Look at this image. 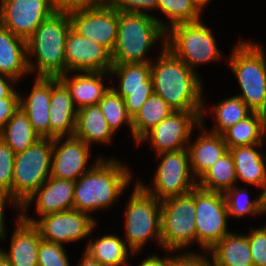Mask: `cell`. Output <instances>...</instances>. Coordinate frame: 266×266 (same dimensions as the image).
Masks as SVG:
<instances>
[{
  "instance_id": "obj_35",
  "label": "cell",
  "mask_w": 266,
  "mask_h": 266,
  "mask_svg": "<svg viewBox=\"0 0 266 266\" xmlns=\"http://www.w3.org/2000/svg\"><path fill=\"white\" fill-rule=\"evenodd\" d=\"M229 218L240 220L242 218L263 216L260 194L258 198H249L248 188L236 184L224 193ZM251 199V200H250Z\"/></svg>"
},
{
  "instance_id": "obj_6",
  "label": "cell",
  "mask_w": 266,
  "mask_h": 266,
  "mask_svg": "<svg viewBox=\"0 0 266 266\" xmlns=\"http://www.w3.org/2000/svg\"><path fill=\"white\" fill-rule=\"evenodd\" d=\"M124 208V240L138 255L145 245L155 241L161 244V201L147 193L137 182Z\"/></svg>"
},
{
  "instance_id": "obj_43",
  "label": "cell",
  "mask_w": 266,
  "mask_h": 266,
  "mask_svg": "<svg viewBox=\"0 0 266 266\" xmlns=\"http://www.w3.org/2000/svg\"><path fill=\"white\" fill-rule=\"evenodd\" d=\"M18 108L19 91L17 89L9 97L0 99V133Z\"/></svg>"
},
{
  "instance_id": "obj_5",
  "label": "cell",
  "mask_w": 266,
  "mask_h": 266,
  "mask_svg": "<svg viewBox=\"0 0 266 266\" xmlns=\"http://www.w3.org/2000/svg\"><path fill=\"white\" fill-rule=\"evenodd\" d=\"M263 44L239 39L227 57V67L237 79L240 97L252 112L266 115V53Z\"/></svg>"
},
{
  "instance_id": "obj_27",
  "label": "cell",
  "mask_w": 266,
  "mask_h": 266,
  "mask_svg": "<svg viewBox=\"0 0 266 266\" xmlns=\"http://www.w3.org/2000/svg\"><path fill=\"white\" fill-rule=\"evenodd\" d=\"M116 135L109 127L99 104L78 109L74 136L87 145H111Z\"/></svg>"
},
{
  "instance_id": "obj_14",
  "label": "cell",
  "mask_w": 266,
  "mask_h": 266,
  "mask_svg": "<svg viewBox=\"0 0 266 266\" xmlns=\"http://www.w3.org/2000/svg\"><path fill=\"white\" fill-rule=\"evenodd\" d=\"M91 148L75 136L52 139L50 176L62 180H78L105 157L104 155L98 156L91 165Z\"/></svg>"
},
{
  "instance_id": "obj_19",
  "label": "cell",
  "mask_w": 266,
  "mask_h": 266,
  "mask_svg": "<svg viewBox=\"0 0 266 266\" xmlns=\"http://www.w3.org/2000/svg\"><path fill=\"white\" fill-rule=\"evenodd\" d=\"M75 181L49 177L18 209L29 212L35 206L37 216L43 217L73 209ZM34 204V205H33ZM33 205V206H32Z\"/></svg>"
},
{
  "instance_id": "obj_46",
  "label": "cell",
  "mask_w": 266,
  "mask_h": 266,
  "mask_svg": "<svg viewBox=\"0 0 266 266\" xmlns=\"http://www.w3.org/2000/svg\"><path fill=\"white\" fill-rule=\"evenodd\" d=\"M169 253V254H168ZM160 253L152 252L150 255L148 254L146 258H144L138 266H170L171 265V252H165L164 255H158ZM164 256V257H163ZM128 266H133L129 263Z\"/></svg>"
},
{
  "instance_id": "obj_1",
  "label": "cell",
  "mask_w": 266,
  "mask_h": 266,
  "mask_svg": "<svg viewBox=\"0 0 266 266\" xmlns=\"http://www.w3.org/2000/svg\"><path fill=\"white\" fill-rule=\"evenodd\" d=\"M150 62L155 95L174 111L202 112L206 102L202 76L191 70L166 47L156 50Z\"/></svg>"
},
{
  "instance_id": "obj_51",
  "label": "cell",
  "mask_w": 266,
  "mask_h": 266,
  "mask_svg": "<svg viewBox=\"0 0 266 266\" xmlns=\"http://www.w3.org/2000/svg\"><path fill=\"white\" fill-rule=\"evenodd\" d=\"M0 266H13L0 251Z\"/></svg>"
},
{
  "instance_id": "obj_33",
  "label": "cell",
  "mask_w": 266,
  "mask_h": 266,
  "mask_svg": "<svg viewBox=\"0 0 266 266\" xmlns=\"http://www.w3.org/2000/svg\"><path fill=\"white\" fill-rule=\"evenodd\" d=\"M173 111L163 98L153 93L132 118L135 145L150 129L166 119Z\"/></svg>"
},
{
  "instance_id": "obj_37",
  "label": "cell",
  "mask_w": 266,
  "mask_h": 266,
  "mask_svg": "<svg viewBox=\"0 0 266 266\" xmlns=\"http://www.w3.org/2000/svg\"><path fill=\"white\" fill-rule=\"evenodd\" d=\"M111 130L117 134L120 127L127 125L131 138H133L132 118L128 115L124 99L112 88L98 103Z\"/></svg>"
},
{
  "instance_id": "obj_40",
  "label": "cell",
  "mask_w": 266,
  "mask_h": 266,
  "mask_svg": "<svg viewBox=\"0 0 266 266\" xmlns=\"http://www.w3.org/2000/svg\"><path fill=\"white\" fill-rule=\"evenodd\" d=\"M248 240L253 266H266V223L262 227H249Z\"/></svg>"
},
{
  "instance_id": "obj_42",
  "label": "cell",
  "mask_w": 266,
  "mask_h": 266,
  "mask_svg": "<svg viewBox=\"0 0 266 266\" xmlns=\"http://www.w3.org/2000/svg\"><path fill=\"white\" fill-rule=\"evenodd\" d=\"M101 3L117 11L145 13L149 15H152L151 12L153 11L156 12L158 7V0H102Z\"/></svg>"
},
{
  "instance_id": "obj_15",
  "label": "cell",
  "mask_w": 266,
  "mask_h": 266,
  "mask_svg": "<svg viewBox=\"0 0 266 266\" xmlns=\"http://www.w3.org/2000/svg\"><path fill=\"white\" fill-rule=\"evenodd\" d=\"M109 73L118 82L111 88L124 99L127 113L133 118L154 93L150 63L113 64Z\"/></svg>"
},
{
  "instance_id": "obj_34",
  "label": "cell",
  "mask_w": 266,
  "mask_h": 266,
  "mask_svg": "<svg viewBox=\"0 0 266 266\" xmlns=\"http://www.w3.org/2000/svg\"><path fill=\"white\" fill-rule=\"evenodd\" d=\"M237 184L234 160L230 151L219 158L197 180V186L207 191L224 193Z\"/></svg>"
},
{
  "instance_id": "obj_16",
  "label": "cell",
  "mask_w": 266,
  "mask_h": 266,
  "mask_svg": "<svg viewBox=\"0 0 266 266\" xmlns=\"http://www.w3.org/2000/svg\"><path fill=\"white\" fill-rule=\"evenodd\" d=\"M71 27L79 35L96 41L104 46L110 53L114 50L118 39V11L97 5L69 12Z\"/></svg>"
},
{
  "instance_id": "obj_36",
  "label": "cell",
  "mask_w": 266,
  "mask_h": 266,
  "mask_svg": "<svg viewBox=\"0 0 266 266\" xmlns=\"http://www.w3.org/2000/svg\"><path fill=\"white\" fill-rule=\"evenodd\" d=\"M157 10L166 17V21L159 17L158 22L167 31L170 27L180 23H193L202 20V15L190 0H158ZM163 19V20H162Z\"/></svg>"
},
{
  "instance_id": "obj_7",
  "label": "cell",
  "mask_w": 266,
  "mask_h": 266,
  "mask_svg": "<svg viewBox=\"0 0 266 266\" xmlns=\"http://www.w3.org/2000/svg\"><path fill=\"white\" fill-rule=\"evenodd\" d=\"M203 20L176 24L166 31L165 47L197 74L196 69L201 65L227 60L216 43L212 28Z\"/></svg>"
},
{
  "instance_id": "obj_39",
  "label": "cell",
  "mask_w": 266,
  "mask_h": 266,
  "mask_svg": "<svg viewBox=\"0 0 266 266\" xmlns=\"http://www.w3.org/2000/svg\"><path fill=\"white\" fill-rule=\"evenodd\" d=\"M14 151L0 137V188L12 201V180L15 160Z\"/></svg>"
},
{
  "instance_id": "obj_20",
  "label": "cell",
  "mask_w": 266,
  "mask_h": 266,
  "mask_svg": "<svg viewBox=\"0 0 266 266\" xmlns=\"http://www.w3.org/2000/svg\"><path fill=\"white\" fill-rule=\"evenodd\" d=\"M33 80L31 91L25 93L27 96L19 92V107L40 138H50L51 77H34Z\"/></svg>"
},
{
  "instance_id": "obj_22",
  "label": "cell",
  "mask_w": 266,
  "mask_h": 266,
  "mask_svg": "<svg viewBox=\"0 0 266 266\" xmlns=\"http://www.w3.org/2000/svg\"><path fill=\"white\" fill-rule=\"evenodd\" d=\"M78 109L67 86L57 77H51L49 105L50 138L74 136Z\"/></svg>"
},
{
  "instance_id": "obj_26",
  "label": "cell",
  "mask_w": 266,
  "mask_h": 266,
  "mask_svg": "<svg viewBox=\"0 0 266 266\" xmlns=\"http://www.w3.org/2000/svg\"><path fill=\"white\" fill-rule=\"evenodd\" d=\"M0 74L21 82L30 76L27 65L26 40L0 24ZM21 79V80H20Z\"/></svg>"
},
{
  "instance_id": "obj_11",
  "label": "cell",
  "mask_w": 266,
  "mask_h": 266,
  "mask_svg": "<svg viewBox=\"0 0 266 266\" xmlns=\"http://www.w3.org/2000/svg\"><path fill=\"white\" fill-rule=\"evenodd\" d=\"M18 215L39 230L42 240L63 246L91 237L99 224L88 213L76 209L56 212L38 219L28 212H18Z\"/></svg>"
},
{
  "instance_id": "obj_44",
  "label": "cell",
  "mask_w": 266,
  "mask_h": 266,
  "mask_svg": "<svg viewBox=\"0 0 266 266\" xmlns=\"http://www.w3.org/2000/svg\"><path fill=\"white\" fill-rule=\"evenodd\" d=\"M99 3L98 0H51L54 12L69 13L93 7Z\"/></svg>"
},
{
  "instance_id": "obj_48",
  "label": "cell",
  "mask_w": 266,
  "mask_h": 266,
  "mask_svg": "<svg viewBox=\"0 0 266 266\" xmlns=\"http://www.w3.org/2000/svg\"><path fill=\"white\" fill-rule=\"evenodd\" d=\"M81 255L77 266H103L100 262L91 258L86 252H83Z\"/></svg>"
},
{
  "instance_id": "obj_49",
  "label": "cell",
  "mask_w": 266,
  "mask_h": 266,
  "mask_svg": "<svg viewBox=\"0 0 266 266\" xmlns=\"http://www.w3.org/2000/svg\"><path fill=\"white\" fill-rule=\"evenodd\" d=\"M194 7L202 14L212 0H190Z\"/></svg>"
},
{
  "instance_id": "obj_24",
  "label": "cell",
  "mask_w": 266,
  "mask_h": 266,
  "mask_svg": "<svg viewBox=\"0 0 266 266\" xmlns=\"http://www.w3.org/2000/svg\"><path fill=\"white\" fill-rule=\"evenodd\" d=\"M197 129L198 136L193 141L192 132L187 149L192 173L198 180L229 149L222 135L207 130L201 123Z\"/></svg>"
},
{
  "instance_id": "obj_3",
  "label": "cell",
  "mask_w": 266,
  "mask_h": 266,
  "mask_svg": "<svg viewBox=\"0 0 266 266\" xmlns=\"http://www.w3.org/2000/svg\"><path fill=\"white\" fill-rule=\"evenodd\" d=\"M68 13L54 12L26 41L27 65L34 77H57L66 73L65 43L71 29Z\"/></svg>"
},
{
  "instance_id": "obj_9",
  "label": "cell",
  "mask_w": 266,
  "mask_h": 266,
  "mask_svg": "<svg viewBox=\"0 0 266 266\" xmlns=\"http://www.w3.org/2000/svg\"><path fill=\"white\" fill-rule=\"evenodd\" d=\"M51 156V138H41L24 151L16 153L12 202L18 209L50 177Z\"/></svg>"
},
{
  "instance_id": "obj_41",
  "label": "cell",
  "mask_w": 266,
  "mask_h": 266,
  "mask_svg": "<svg viewBox=\"0 0 266 266\" xmlns=\"http://www.w3.org/2000/svg\"><path fill=\"white\" fill-rule=\"evenodd\" d=\"M171 252L170 266H216L209 251H192ZM176 254V255H175Z\"/></svg>"
},
{
  "instance_id": "obj_23",
  "label": "cell",
  "mask_w": 266,
  "mask_h": 266,
  "mask_svg": "<svg viewBox=\"0 0 266 266\" xmlns=\"http://www.w3.org/2000/svg\"><path fill=\"white\" fill-rule=\"evenodd\" d=\"M76 73V74H75ZM111 79L109 72H67L59 79L70 91L72 101L77 109L97 105L111 88L105 78Z\"/></svg>"
},
{
  "instance_id": "obj_17",
  "label": "cell",
  "mask_w": 266,
  "mask_h": 266,
  "mask_svg": "<svg viewBox=\"0 0 266 266\" xmlns=\"http://www.w3.org/2000/svg\"><path fill=\"white\" fill-rule=\"evenodd\" d=\"M53 13L51 0H0V24L26 41Z\"/></svg>"
},
{
  "instance_id": "obj_38",
  "label": "cell",
  "mask_w": 266,
  "mask_h": 266,
  "mask_svg": "<svg viewBox=\"0 0 266 266\" xmlns=\"http://www.w3.org/2000/svg\"><path fill=\"white\" fill-rule=\"evenodd\" d=\"M66 252L63 245L42 240L38 250V266H71Z\"/></svg>"
},
{
  "instance_id": "obj_50",
  "label": "cell",
  "mask_w": 266,
  "mask_h": 266,
  "mask_svg": "<svg viewBox=\"0 0 266 266\" xmlns=\"http://www.w3.org/2000/svg\"><path fill=\"white\" fill-rule=\"evenodd\" d=\"M261 193H260V199H261V208L263 211V214L265 216L266 214V180L262 186V188L260 189Z\"/></svg>"
},
{
  "instance_id": "obj_21",
  "label": "cell",
  "mask_w": 266,
  "mask_h": 266,
  "mask_svg": "<svg viewBox=\"0 0 266 266\" xmlns=\"http://www.w3.org/2000/svg\"><path fill=\"white\" fill-rule=\"evenodd\" d=\"M14 222L9 249L0 247V251L13 266H38V250L42 241L39 230L25 222L18 213Z\"/></svg>"
},
{
  "instance_id": "obj_47",
  "label": "cell",
  "mask_w": 266,
  "mask_h": 266,
  "mask_svg": "<svg viewBox=\"0 0 266 266\" xmlns=\"http://www.w3.org/2000/svg\"><path fill=\"white\" fill-rule=\"evenodd\" d=\"M19 85L16 80L11 77L0 74V99L9 97Z\"/></svg>"
},
{
  "instance_id": "obj_31",
  "label": "cell",
  "mask_w": 266,
  "mask_h": 266,
  "mask_svg": "<svg viewBox=\"0 0 266 266\" xmlns=\"http://www.w3.org/2000/svg\"><path fill=\"white\" fill-rule=\"evenodd\" d=\"M222 136L228 149L253 144H265L266 115L252 112L245 119L238 121L227 129Z\"/></svg>"
},
{
  "instance_id": "obj_29",
  "label": "cell",
  "mask_w": 266,
  "mask_h": 266,
  "mask_svg": "<svg viewBox=\"0 0 266 266\" xmlns=\"http://www.w3.org/2000/svg\"><path fill=\"white\" fill-rule=\"evenodd\" d=\"M244 233L231 232L208 250L216 266H253L248 231Z\"/></svg>"
},
{
  "instance_id": "obj_28",
  "label": "cell",
  "mask_w": 266,
  "mask_h": 266,
  "mask_svg": "<svg viewBox=\"0 0 266 266\" xmlns=\"http://www.w3.org/2000/svg\"><path fill=\"white\" fill-rule=\"evenodd\" d=\"M89 240L84 249L91 258L100 262L103 266H128L131 261L130 257L134 258L137 253H134L127 245L122 237L116 233L99 235ZM130 256V257H129ZM129 258V259H128Z\"/></svg>"
},
{
  "instance_id": "obj_10",
  "label": "cell",
  "mask_w": 266,
  "mask_h": 266,
  "mask_svg": "<svg viewBox=\"0 0 266 266\" xmlns=\"http://www.w3.org/2000/svg\"><path fill=\"white\" fill-rule=\"evenodd\" d=\"M159 160L150 185L141 179L137 183L149 194L162 201L190 193L197 186L187 148L155 155ZM144 182V183H143Z\"/></svg>"
},
{
  "instance_id": "obj_32",
  "label": "cell",
  "mask_w": 266,
  "mask_h": 266,
  "mask_svg": "<svg viewBox=\"0 0 266 266\" xmlns=\"http://www.w3.org/2000/svg\"><path fill=\"white\" fill-rule=\"evenodd\" d=\"M0 137L15 154L24 151L41 139L34 131L27 114L20 107L6 123Z\"/></svg>"
},
{
  "instance_id": "obj_18",
  "label": "cell",
  "mask_w": 266,
  "mask_h": 266,
  "mask_svg": "<svg viewBox=\"0 0 266 266\" xmlns=\"http://www.w3.org/2000/svg\"><path fill=\"white\" fill-rule=\"evenodd\" d=\"M67 72H109L113 63L111 53L94 40L79 35L72 28L65 43Z\"/></svg>"
},
{
  "instance_id": "obj_30",
  "label": "cell",
  "mask_w": 266,
  "mask_h": 266,
  "mask_svg": "<svg viewBox=\"0 0 266 266\" xmlns=\"http://www.w3.org/2000/svg\"><path fill=\"white\" fill-rule=\"evenodd\" d=\"M206 108L210 110L208 111ZM251 113L252 111L240 97L230 95V97L217 101V104L212 107L210 105L207 107V105L205 106L203 104L200 123L207 130L222 135L227 129L235 125L238 121L245 119ZM208 114H211L215 121L211 130L205 126V117H209Z\"/></svg>"
},
{
  "instance_id": "obj_2",
  "label": "cell",
  "mask_w": 266,
  "mask_h": 266,
  "mask_svg": "<svg viewBox=\"0 0 266 266\" xmlns=\"http://www.w3.org/2000/svg\"><path fill=\"white\" fill-rule=\"evenodd\" d=\"M132 171L119 157H103L75 181L73 209L86 212L97 221L92 214L112 208L133 185Z\"/></svg>"
},
{
  "instance_id": "obj_13",
  "label": "cell",
  "mask_w": 266,
  "mask_h": 266,
  "mask_svg": "<svg viewBox=\"0 0 266 266\" xmlns=\"http://www.w3.org/2000/svg\"><path fill=\"white\" fill-rule=\"evenodd\" d=\"M201 112L173 111L150 129L137 143L149 144L155 155L187 148L192 132L200 124Z\"/></svg>"
},
{
  "instance_id": "obj_4",
  "label": "cell",
  "mask_w": 266,
  "mask_h": 266,
  "mask_svg": "<svg viewBox=\"0 0 266 266\" xmlns=\"http://www.w3.org/2000/svg\"><path fill=\"white\" fill-rule=\"evenodd\" d=\"M158 19L155 15L118 11V39L111 53L112 63H150L153 59L149 51L156 45L165 48L166 31Z\"/></svg>"
},
{
  "instance_id": "obj_25",
  "label": "cell",
  "mask_w": 266,
  "mask_h": 266,
  "mask_svg": "<svg viewBox=\"0 0 266 266\" xmlns=\"http://www.w3.org/2000/svg\"><path fill=\"white\" fill-rule=\"evenodd\" d=\"M264 145L253 144L229 148L235 164L237 184L241 181L240 183L243 182L244 186L262 188L266 180V153L262 151Z\"/></svg>"
},
{
  "instance_id": "obj_12",
  "label": "cell",
  "mask_w": 266,
  "mask_h": 266,
  "mask_svg": "<svg viewBox=\"0 0 266 266\" xmlns=\"http://www.w3.org/2000/svg\"><path fill=\"white\" fill-rule=\"evenodd\" d=\"M224 194L195 187V244L201 251L210 250L232 231ZM197 242V243H196Z\"/></svg>"
},
{
  "instance_id": "obj_8",
  "label": "cell",
  "mask_w": 266,
  "mask_h": 266,
  "mask_svg": "<svg viewBox=\"0 0 266 266\" xmlns=\"http://www.w3.org/2000/svg\"><path fill=\"white\" fill-rule=\"evenodd\" d=\"M195 230V188L188 194L161 201L164 252L189 251L195 245Z\"/></svg>"
},
{
  "instance_id": "obj_45",
  "label": "cell",
  "mask_w": 266,
  "mask_h": 266,
  "mask_svg": "<svg viewBox=\"0 0 266 266\" xmlns=\"http://www.w3.org/2000/svg\"><path fill=\"white\" fill-rule=\"evenodd\" d=\"M8 207H12L14 210H18L15 204L9 199L7 193L0 188V242H5L6 237L8 236V233H6L7 223L4 213L6 212L5 209Z\"/></svg>"
}]
</instances>
